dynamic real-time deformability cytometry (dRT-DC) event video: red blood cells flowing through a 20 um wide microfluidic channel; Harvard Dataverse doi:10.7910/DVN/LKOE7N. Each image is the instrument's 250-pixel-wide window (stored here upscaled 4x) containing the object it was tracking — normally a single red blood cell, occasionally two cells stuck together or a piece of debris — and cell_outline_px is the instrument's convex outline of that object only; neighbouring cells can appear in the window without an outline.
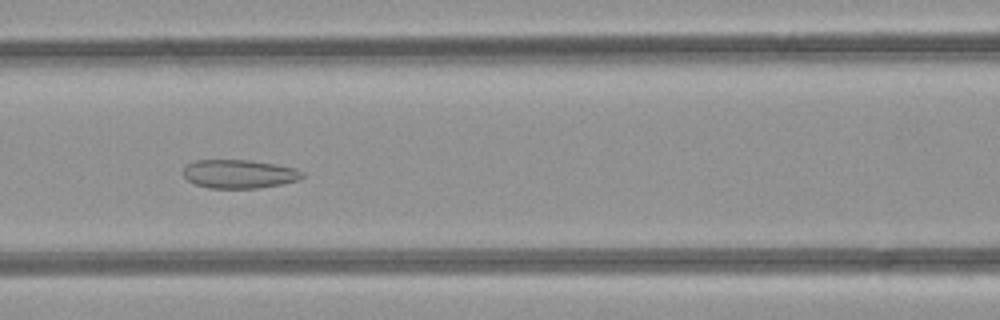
{"species": "common noctule bat (a hibernating species)", "species_latin": "Nyctalus noctula", "temperature_condition": "room temperature", "stored_images_in_passage": 50, "camera_frame_rate_fps": 3000, "um_per_image_px": 0.085, "animal": {"sex": "female", "body_mass_g": 21.9}, "frame": {"image": 1, "passage_image": 21, "time_ms": 6.667, "image_size_px": [1000, 320], "cell_outline_px": [[304, 176], [300, 180], [280, 184], [256, 188], [208, 188], [196, 184], [188, 180], [184, 176], [184, 168], [188, 164], [196, 160], [252, 160], [276, 164], [296, 168], [304, 172]], "centroid_in_image_um": [20.37, 14.78], "position_along_channel_um": 146.2, "area_um2": 19.88}}
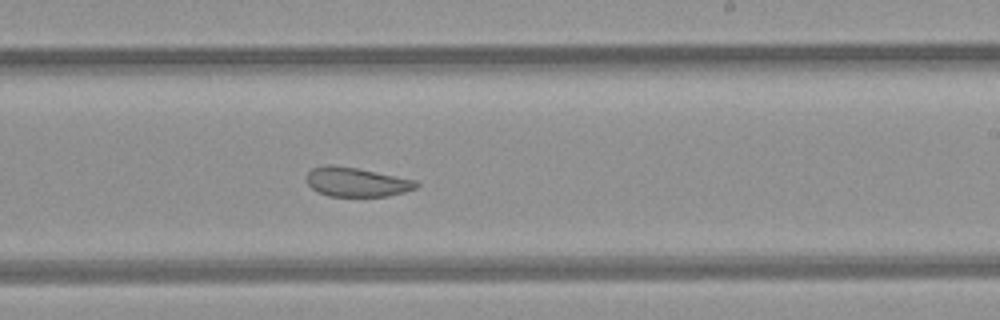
{"frame": {"image": 2, "passage_image": 29, "time_ms": 9.333, "image_size_px": [1000, 320], "cell_outline_px": [[420, 184], [416, 188], [404, 192], [388, 196], [328, 196], [312, 188], [308, 184], [308, 172], [312, 168], [324, 164], [328, 164], [356, 168], [416, 180]], "centroid_in_image_um": [30.32, 15.47], "position_along_channel_um": 258.7, "area_um2": 18.5}}
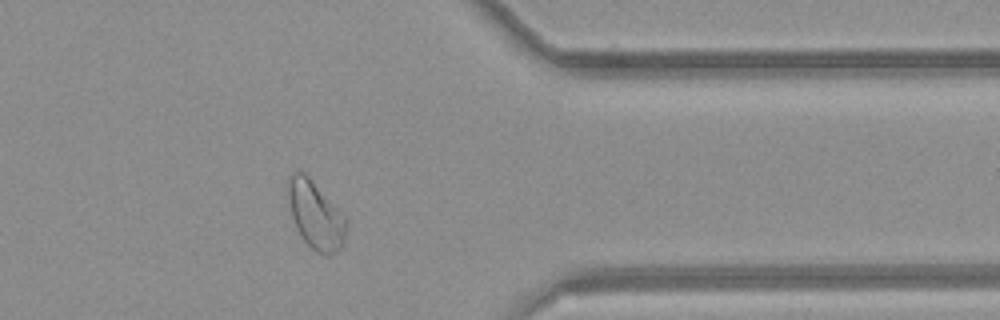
{"frame": {"image": 3, "passage_image": 39, "time_ms": 12.667, "image_size_px": [1000, 320], "cell_outline_px": [[348, 224], [344, 244], [336, 252], [328, 256], [324, 256], [316, 252], [300, 236], [296, 228], [292, 216], [284, 188], [288, 176], [292, 172], [304, 172], [308, 176], [348, 220]], "centroid_in_image_um": [26.79, 18.28], "position_along_channel_um": 384.6, "area_um2": 23.41}, "authors_computed_cell_mechanics": {"area_um2": 24.7673, "velocity_mm_per_s": 4.23, "shape_relaxation_time_tau1_ms": null, "shape_relaxation_time_tau2_ms": 1.6301, "deformation_change_tau1": null, "deformation_change_tau2": 0.0865}}